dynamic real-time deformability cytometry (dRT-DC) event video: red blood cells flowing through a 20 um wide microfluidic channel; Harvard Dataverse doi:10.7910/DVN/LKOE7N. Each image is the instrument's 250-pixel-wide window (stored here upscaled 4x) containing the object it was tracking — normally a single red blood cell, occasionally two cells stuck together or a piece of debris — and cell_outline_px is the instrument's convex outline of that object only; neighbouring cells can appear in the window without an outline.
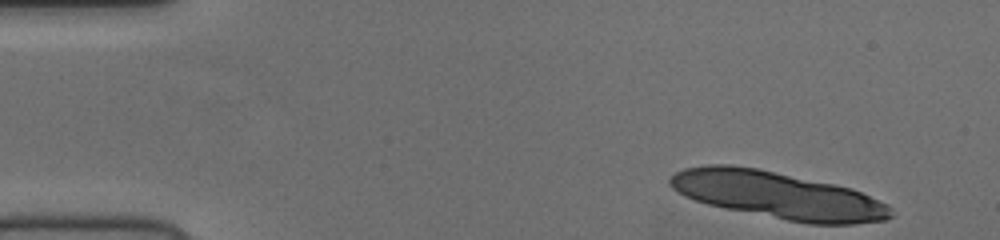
{"species": "human", "species_latin": "Homo sapiens", "temperature_condition": "cold", "stored_images_in_passage": 11, "camera_frame_rate_fps": 3000, "um_per_image_px": 0.085, "donor": {"sex": "female"}, "frame": {"image": 1, "passage_image": 1, "time_ms": 0.0, "image_size_px": [1000, 240], "cell_outline_px": [[892, 216], [884, 220], [856, 224], [808, 224], [724, 208], [708, 204], [684, 196], [672, 188], [668, 184], [668, 176], [684, 168], [704, 164], [732, 164], [760, 168], [836, 184], [852, 188], [888, 204], [892, 208]], "centroid_in_image_um": [66.1, 16.57], "position_along_channel_um": 18.9, "area_um2": 61.09}}